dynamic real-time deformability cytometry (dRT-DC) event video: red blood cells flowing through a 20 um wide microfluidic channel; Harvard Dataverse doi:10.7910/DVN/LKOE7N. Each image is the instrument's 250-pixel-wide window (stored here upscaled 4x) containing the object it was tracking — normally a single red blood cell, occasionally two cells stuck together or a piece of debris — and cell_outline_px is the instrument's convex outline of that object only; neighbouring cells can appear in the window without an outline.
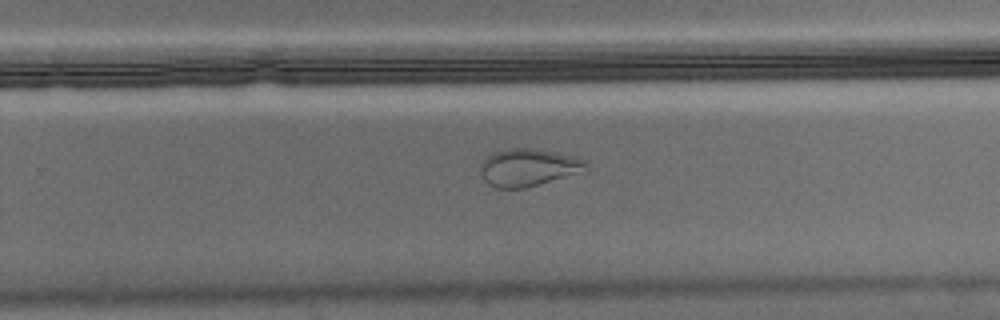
{"species": "Egyptian fruit bat (a non-hibernating species)", "species_latin": "Rousettus aegyptiacus", "temperature_condition": "warm", "stored_images_in_passage": 51, "camera_frame_rate_fps": 3000, "um_per_image_px": 0.085, "animal": {"sex": "male"}, "frame": {"image": 1, "passage_image": 31, "time_ms": 10.0, "image_size_px": [1000, 320], "cell_outline_px": [[588, 172], [524, 188], [496, 188], [488, 184], [484, 180], [480, 172], [480, 164], [492, 152], [508, 148], [532, 148], [580, 156], [588, 160]], "centroid_in_image_um": [45.0, 14.23], "position_along_channel_um": 284.8, "area_um2": 23.81}}
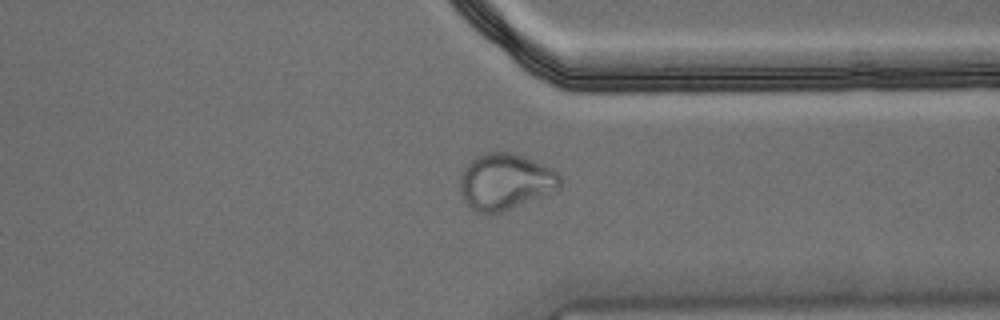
{"frame": {"image": 2, "passage_image": 38, "time_ms": 12.333, "image_size_px": [1000, 320], "cell_outline_px": [[560, 188], [492, 216], [480, 212], [472, 208], [460, 196], [460, 172], [476, 156], [484, 152], [512, 152], [552, 168], [560, 176]], "centroid_in_image_um": [42.9, 15.44], "position_along_channel_um": 368.5, "area_um2": 32.66}}
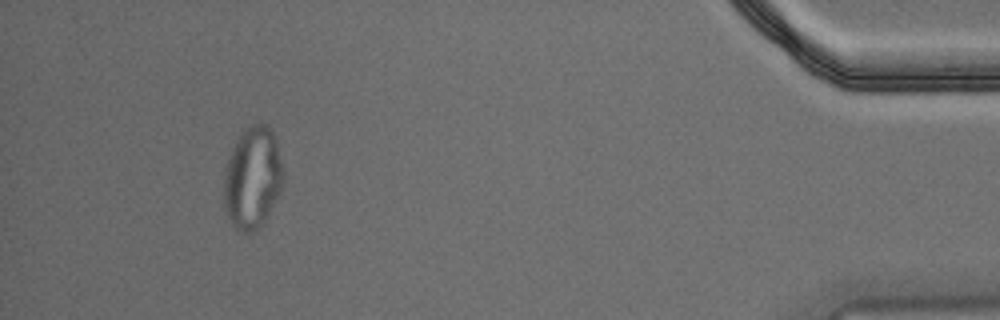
{"frame": {"image": 3, "passage_image": 47, "time_ms": 15.333, "image_size_px": [1000, 320], "cell_outline_px": [[284, 184], [264, 224], [256, 232], [240, 232], [232, 224], [228, 216], [224, 204], [224, 176], [228, 160], [232, 148], [240, 132], [252, 124], [268, 124], [272, 128], [276, 136], [284, 172]], "centroid_in_image_um": [21.5, 15.11], "position_along_channel_um": 413.7, "area_um2": 35.89}, "authors_computed_cell_mechanics": {"area_um2": 27.6284, "velocity_mm_per_s": 3.6173, "shape_relaxation_time_tau1_ms": null, "shape_relaxation_time_tau2_ms": 1.0935, "deformation_change_tau1": null, "deformation_change_tau2": 0.0597}}